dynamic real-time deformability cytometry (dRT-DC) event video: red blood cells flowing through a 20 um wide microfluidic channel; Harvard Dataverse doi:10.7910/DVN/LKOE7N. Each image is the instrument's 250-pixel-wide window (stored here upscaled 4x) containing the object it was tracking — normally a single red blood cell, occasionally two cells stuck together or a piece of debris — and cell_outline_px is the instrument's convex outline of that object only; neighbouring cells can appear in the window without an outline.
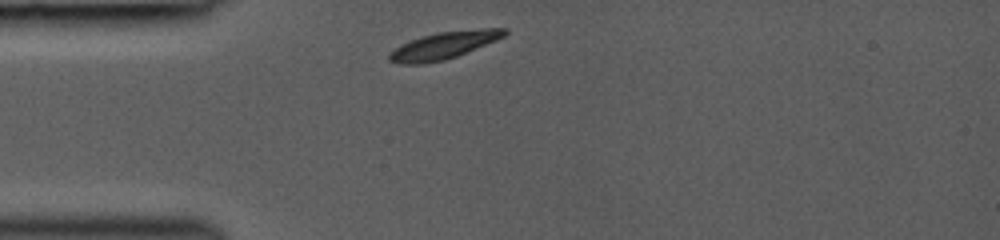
{"species": "common noctule bat (a hibernating species)", "species_latin": "Nyctalus noctula", "temperature_condition": "room temperature", "stored_images_in_passage": 24, "camera_frame_rate_fps": 3000, "um_per_image_px": 0.085, "animal": {"sex": "female", "body_mass_g": 19.0, "forearm_length_mm": 53.3}, "frame": {"image": 1, "passage_image": 1, "time_ms": 0.0, "image_size_px": [1000, 240], "cell_outline_px": [[508, 32], [504, 36], [496, 40], [456, 56], [444, 60], [424, 64], [400, 64], [388, 60], [388, 56], [400, 44], [420, 36], [436, 32], [480, 28], [508, 28]], "centroid_in_image_um": [37.72, 3.84], "position_along_channel_um": 47.3, "area_um2": 18.26}}
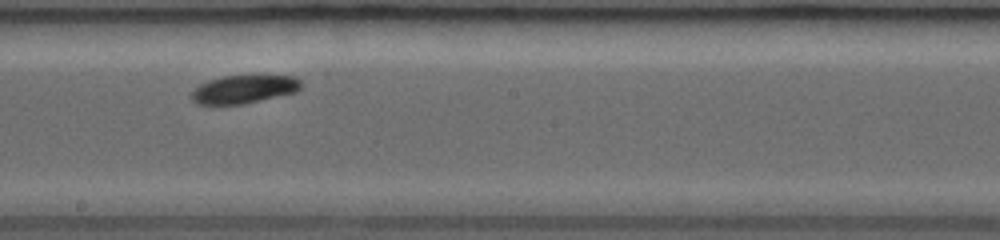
{"frame": {"image": 2, "passage_image": 10, "time_ms": 4.667, "image_size_px": [1000, 240], "cell_outline_px": [[300, 88], [296, 92], [244, 104], [196, 104], [192, 100], [192, 92], [200, 84], [208, 80], [224, 76], [296, 76], [300, 80]], "centroid_in_image_um": [20.73, 7.59], "position_along_channel_um": 227.5, "area_um2": 17.8}}
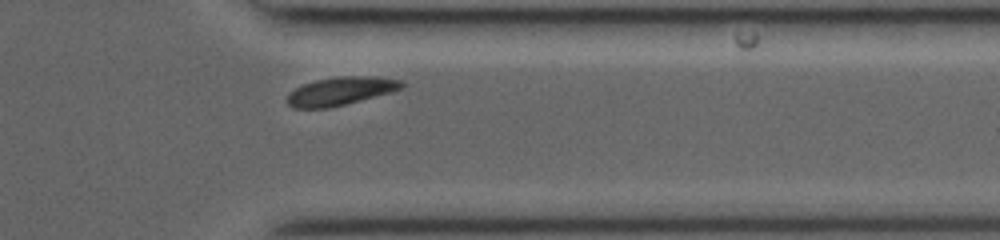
{"frame": {"image": 3, "passage_image": 21, "time_ms": 8.333, "image_size_px": [1000, 240], "cell_outline_px": [[404, 88], [360, 100], [328, 108], [292, 108], [288, 104], [288, 92], [304, 84], [316, 80], [336, 76], [376, 76], [400, 80], [404, 84]], "centroid_in_image_um": [28.94, 7.73], "position_along_channel_um": 382.5, "area_um2": 18.67}}